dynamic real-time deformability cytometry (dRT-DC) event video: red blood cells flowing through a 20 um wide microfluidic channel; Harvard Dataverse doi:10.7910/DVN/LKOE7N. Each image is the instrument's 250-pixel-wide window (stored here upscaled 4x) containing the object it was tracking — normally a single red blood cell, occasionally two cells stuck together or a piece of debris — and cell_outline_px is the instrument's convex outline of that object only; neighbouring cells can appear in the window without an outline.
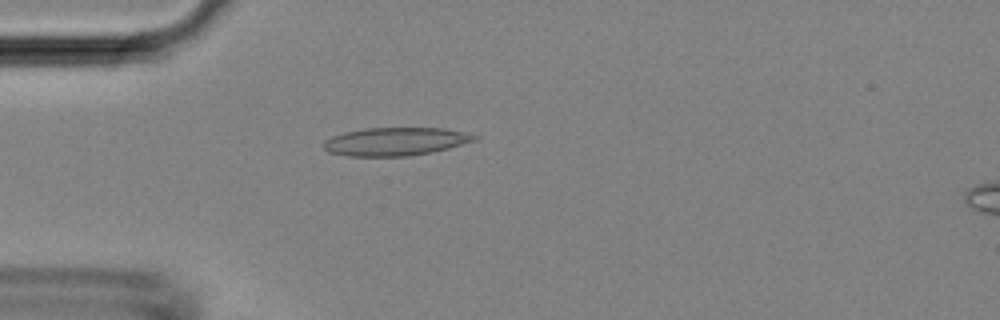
{"species": "Egyptian fruit bat (a non-hibernating species)", "species_latin": "Rousettus aegyptiacus", "temperature_condition": "room temperature", "stored_images_in_passage": 1, "camera_frame_rate_fps": 3000, "um_per_image_px": 0.085, "animal": {"sex": "female"}, "frame": {"image": 1, "passage_image": 1, "time_ms": 0.0, "image_size_px": [1000, 320], "cell_outline_px": [[480, 136], [476, 140], [448, 148], [432, 152], [412, 156], [348, 156], [328, 152], [324, 148], [324, 140], [332, 136], [344, 132], [364, 128], [444, 128], [464, 132]], "centroid_in_image_um": [33.61, 12.03], "position_along_channel_um": 51.4, "area_um2": 24.8}}